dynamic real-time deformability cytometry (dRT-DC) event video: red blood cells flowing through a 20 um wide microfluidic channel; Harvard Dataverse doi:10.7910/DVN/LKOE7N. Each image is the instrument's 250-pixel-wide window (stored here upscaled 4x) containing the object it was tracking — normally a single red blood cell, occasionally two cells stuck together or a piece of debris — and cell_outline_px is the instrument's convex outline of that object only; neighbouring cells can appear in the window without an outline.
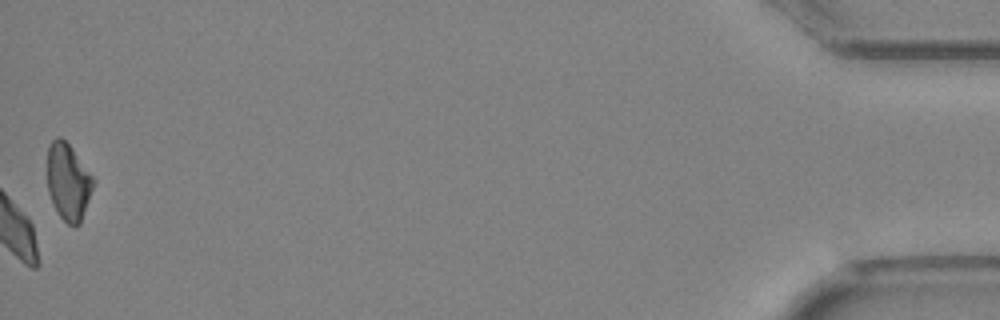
{"species": "Egyptian fruit bat (a non-hibernating species)", "species_latin": "Rousettus aegyptiacus", "temperature_condition": "cold", "stored_images_in_passage": 48, "camera_frame_rate_fps": 3000, "um_per_image_px": 0.085, "animal": {"sex": "female"}, "frame": {"image": 1, "passage_image": 48, "time_ms": 15.667, "image_size_px": [1000, 320], "cell_outline_px": [[96, 180], [80, 224], [76, 228], [68, 224], [60, 216], [48, 192], [48, 144], [56, 136], [60, 136], [72, 148]], "centroid_in_image_um": [5.81, 15.45], "position_along_channel_um": 429.4, "area_um2": 20.58}}